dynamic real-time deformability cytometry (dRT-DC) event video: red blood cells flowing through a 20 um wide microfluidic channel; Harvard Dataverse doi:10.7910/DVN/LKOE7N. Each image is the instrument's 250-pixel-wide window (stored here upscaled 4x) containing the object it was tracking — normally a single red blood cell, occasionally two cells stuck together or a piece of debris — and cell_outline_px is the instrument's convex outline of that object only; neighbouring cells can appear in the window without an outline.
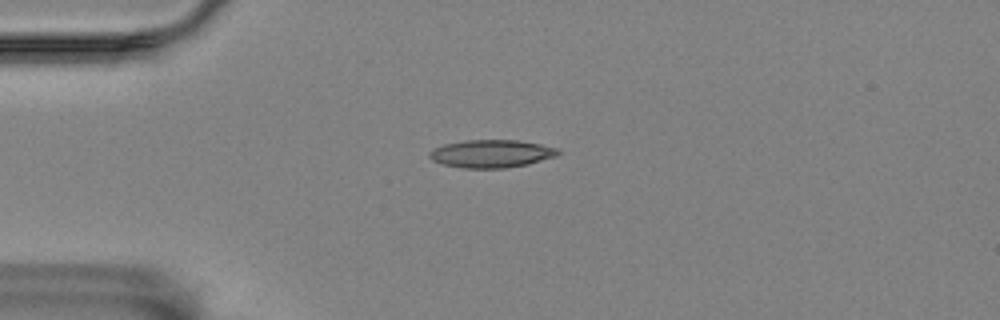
{"species": "Egyptian fruit bat (a non-hibernating species)", "species_latin": "Rousettus aegyptiacus", "temperature_condition": "room temperature", "stored_images_in_passage": 5, "camera_frame_rate_fps": 3000, "um_per_image_px": 0.085, "animal": {"sex": "female"}, "frame": {"image": 1, "passage_image": 4, "time_ms": 3.667, "image_size_px": [1000, 320], "cell_outline_px": [[560, 152], [556, 156], [528, 164], [504, 168], [464, 168], [444, 164], [432, 160], [428, 156], [428, 152], [444, 144], [464, 140], [516, 140], [540, 144], [560, 148]], "centroid_in_image_um": [41.78, 13.06], "position_along_channel_um": 43.2, "area_um2": 20.81}}